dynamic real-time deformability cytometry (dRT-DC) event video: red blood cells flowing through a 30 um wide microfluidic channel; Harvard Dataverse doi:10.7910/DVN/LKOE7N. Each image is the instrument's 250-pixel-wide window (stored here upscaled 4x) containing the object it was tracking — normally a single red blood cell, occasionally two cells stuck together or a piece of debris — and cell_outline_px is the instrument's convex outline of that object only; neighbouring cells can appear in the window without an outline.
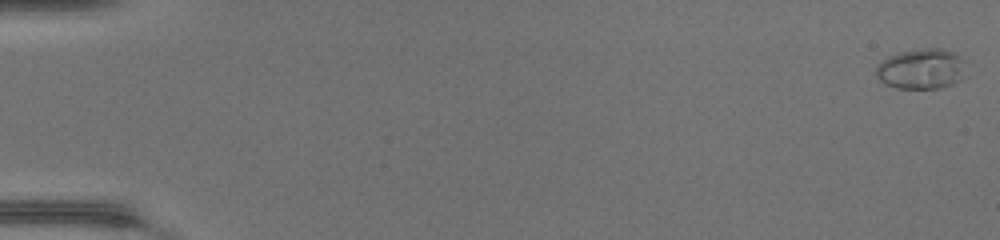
{"species": "common noctule bat (a hibernating species)", "species_latin": "Nyctalus noctula", "temperature_condition": "warm", "stored_images_in_passage": 49, "camera_frame_rate_fps": 3000, "um_per_image_px": 0.085, "animal": {"sex": "female", "body_mass_g": 17.0, "forearm_length_mm": 48.0}, "frame": {"image": 1, "passage_image": 1, "time_ms": 0.0, "image_size_px": [1000, 240], "cell_outline_px": [[968, 76], [952, 84], [940, 88], [896, 88], [884, 84], [876, 76], [876, 68], [888, 56], [900, 52], [924, 48], [944, 48], [956, 52]], "centroid_in_image_um": [78.34, 5.86], "position_along_channel_um": 6.7, "area_um2": 21.21}}
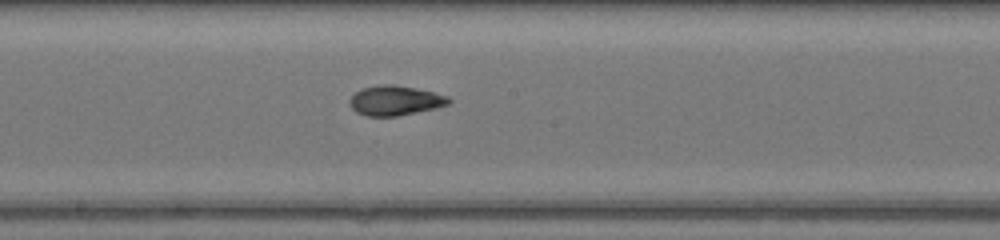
{"frame": {"image": 2, "passage_image": 28, "time_ms": 9.0, "image_size_px": [1000, 240], "cell_outline_px": [[452, 100], [448, 104], [436, 108], [396, 116], [368, 116], [356, 112], [348, 104], [348, 100], [356, 92], [364, 88], [380, 84], [396, 84], [432, 92], [448, 96]], "centroid_in_image_um": [33.57, 8.54], "position_along_channel_um": 214.6, "area_um2": 17.11}}
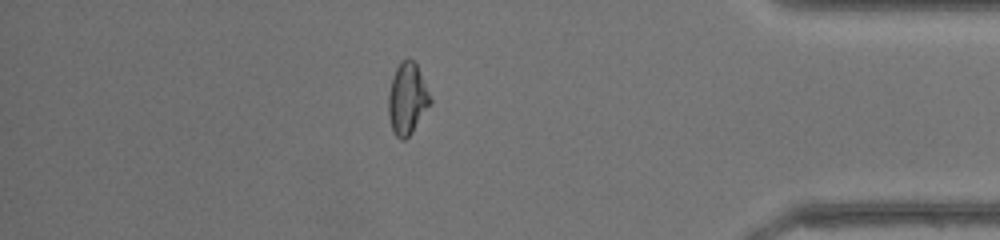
{"frame": {"image": 3, "passage_image": 43, "time_ms": 14.0, "image_size_px": [1000, 240], "cell_outline_px": [[432, 104], [412, 132], [404, 140], [400, 140], [392, 132], [388, 116], [388, 96], [392, 80], [396, 68], [400, 60], [408, 56], [416, 64], [432, 100]], "centroid_in_image_um": [34.61, 8.41], "position_along_channel_um": 400.6, "area_um2": 17.57}, "authors_computed_cell_mechanics": {"area_um2": 17.629, "velocity_mm_per_s": 4.3689, "shape_relaxation_time_tau1_ms": null, "shape_relaxation_time_tau2_ms": 1.033, "deformation_change_tau1": null, "deformation_change_tau2": 0.0498}}